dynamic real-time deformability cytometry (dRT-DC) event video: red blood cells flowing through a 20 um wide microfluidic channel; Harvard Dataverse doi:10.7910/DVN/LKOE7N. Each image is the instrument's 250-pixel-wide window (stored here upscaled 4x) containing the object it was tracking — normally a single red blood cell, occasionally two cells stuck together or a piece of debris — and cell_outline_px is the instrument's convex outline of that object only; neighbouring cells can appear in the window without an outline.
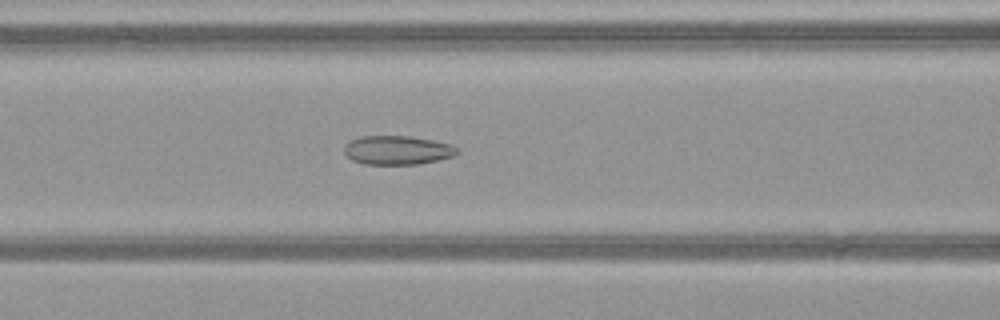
{"species": "common noctule bat (a hibernating species)", "species_latin": "Nyctalus noctula", "temperature_condition": "warm", "stored_images_in_passage": 51, "camera_frame_rate_fps": 3000, "um_per_image_px": 0.085, "animal": {"sex": "female", "body_mass_g": 21.9}, "frame": {"image": 1, "passage_image": 22, "time_ms": 7.0, "image_size_px": [1000, 320], "cell_outline_px": [[460, 152], [452, 156], [420, 164], [364, 164], [352, 160], [344, 152], [344, 148], [352, 140], [360, 136], [408, 136], [432, 140], [452, 144]], "centroid_in_image_um": [33.79, 12.76], "position_along_channel_um": 132.8, "area_um2": 18.84}}
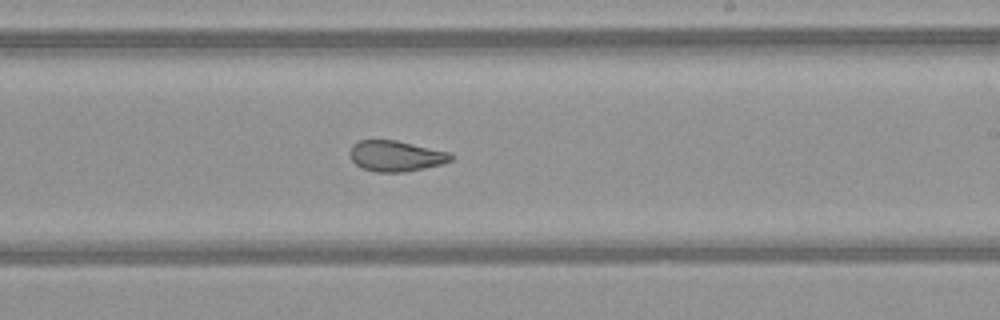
{"frame": {"image": 2, "passage_image": 31, "time_ms": 10.0, "image_size_px": [1000, 320], "cell_outline_px": [[452, 160], [440, 164], [424, 168], [404, 172], [376, 172], [364, 168], [356, 164], [352, 160], [352, 144], [360, 140], [396, 140], [448, 152], [452, 156]], "centroid_in_image_um": [33.65, 13.26], "position_along_channel_um": 255.4, "area_um2": 17.69}}
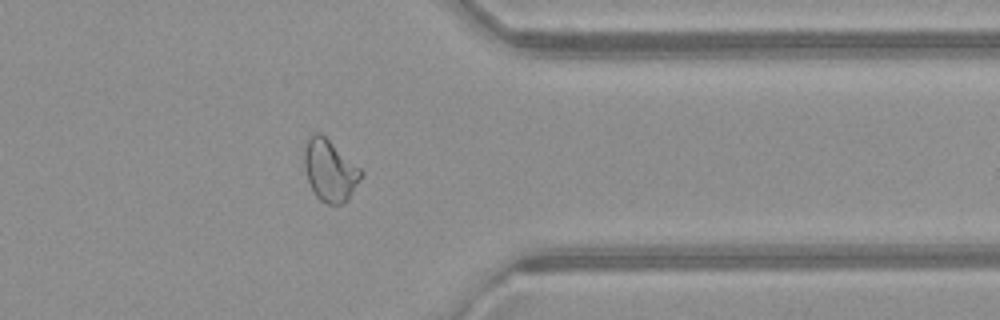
{"frame": {"image": 3, "passage_image": 41, "time_ms": 13.333, "image_size_px": [1000, 320], "cell_outline_px": [[364, 172], [348, 200], [344, 204], [328, 204], [320, 200], [316, 196], [308, 180], [304, 168], [304, 152], [308, 140], [316, 132], [320, 132], [360, 168]], "centroid_in_image_um": [28.05, 14.51], "position_along_channel_um": 383.4, "area_um2": 20.06}, "authors_computed_cell_mechanics": {"area_um2": 21.9062, "velocity_mm_per_s": 4.0881, "shape_relaxation_time_tau1_ms": null, "shape_relaxation_time_tau2_ms": 1.6563, "deformation_change_tau1": null, "deformation_change_tau2": 0.0861}}